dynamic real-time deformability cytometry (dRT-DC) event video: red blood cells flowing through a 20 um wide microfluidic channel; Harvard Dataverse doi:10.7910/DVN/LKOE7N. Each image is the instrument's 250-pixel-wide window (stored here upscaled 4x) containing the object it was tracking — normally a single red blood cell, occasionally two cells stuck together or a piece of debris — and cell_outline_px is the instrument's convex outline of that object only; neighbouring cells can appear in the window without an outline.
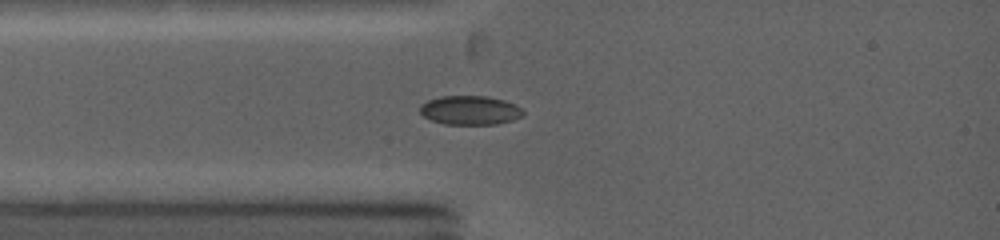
{"species": "common noctule bat (a hibernating species)", "species_latin": "Nyctalus noctula", "temperature_condition": "warm", "stored_images_in_passage": 4, "camera_frame_rate_fps": 5000, "um_per_image_px": 0.085, "animal": {"sex": "female", "body_mass_g": 19.0, "forearm_length_mm": 53.3}, "frame": {"image": 1, "passage_image": 1, "time_ms": 0.0, "image_size_px": [1000, 240], "cell_outline_px": [[524, 116], [512, 120], [496, 124], [444, 124], [432, 120], [424, 116], [420, 112], [420, 104], [428, 100], [440, 96], [488, 96], [504, 100], [516, 104], [524, 112]], "centroid_in_image_um": [39.96, 9.36], "position_along_channel_um": 45.0, "area_um2": 17.51}}